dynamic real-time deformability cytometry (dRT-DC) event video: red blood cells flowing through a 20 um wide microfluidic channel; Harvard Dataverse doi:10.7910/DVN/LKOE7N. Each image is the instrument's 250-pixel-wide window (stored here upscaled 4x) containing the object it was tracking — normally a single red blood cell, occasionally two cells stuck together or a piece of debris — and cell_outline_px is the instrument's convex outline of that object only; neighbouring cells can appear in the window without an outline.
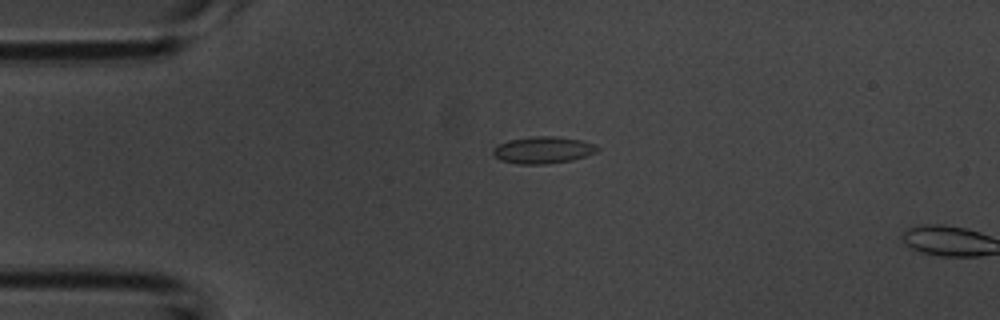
{"species": "common noctule bat (a hibernating species)", "species_latin": "Nyctalus noctula", "temperature_condition": "room temperature", "stored_images_in_passage": 3, "camera_frame_rate_fps": 3000, "um_per_image_px": 0.085, "animal": {"sex": "male", "body_mass_g": 20.1, "forearm_length_mm": 53.5}, "frame": {"image": 1, "passage_image": 1, "time_ms": 0.0, "image_size_px": [1000, 320], "cell_outline_px": [[600, 148], [596, 152], [572, 160], [548, 164], [516, 164], [500, 160], [492, 152], [492, 148], [508, 140], [532, 136], [556, 136], [580, 140], [596, 144]], "centroid_in_image_um": [46.15, 12.75], "position_along_channel_um": 38.8, "area_um2": 16.42}}